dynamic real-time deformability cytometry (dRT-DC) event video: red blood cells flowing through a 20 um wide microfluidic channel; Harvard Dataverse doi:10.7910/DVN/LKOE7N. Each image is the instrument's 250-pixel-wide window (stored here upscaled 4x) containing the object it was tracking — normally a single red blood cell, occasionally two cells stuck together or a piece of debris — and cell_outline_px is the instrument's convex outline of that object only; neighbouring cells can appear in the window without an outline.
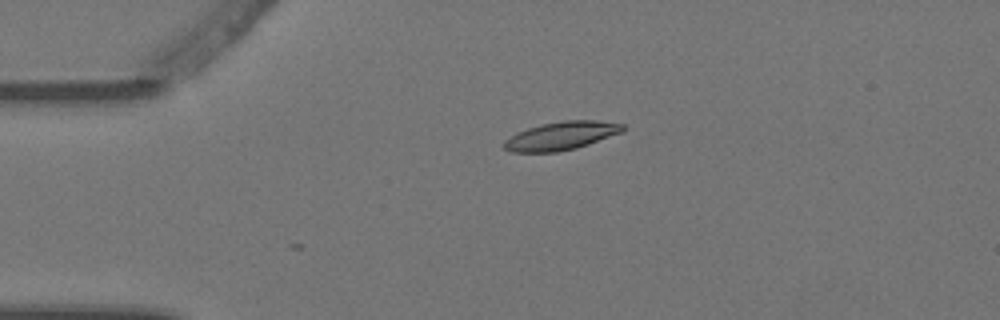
{"species": "Egyptian fruit bat (a non-hibernating species)", "species_latin": "Rousettus aegyptiacus", "temperature_condition": "warm", "stored_images_in_passage": 2, "camera_frame_rate_fps": 3000, "um_per_image_px": 0.085, "animal": {"sex": "female"}, "frame": {"image": 1, "passage_image": 1, "time_ms": 0.0, "image_size_px": [1000, 320], "cell_outline_px": [[628, 128], [624, 132], [576, 148], [556, 152], [512, 152], [504, 148], [500, 144], [504, 140], [516, 132], [540, 124], [564, 120], [596, 120], [624, 124]], "centroid_in_image_um": [47.71, 11.54], "position_along_channel_um": 37.3, "area_um2": 19.88}}